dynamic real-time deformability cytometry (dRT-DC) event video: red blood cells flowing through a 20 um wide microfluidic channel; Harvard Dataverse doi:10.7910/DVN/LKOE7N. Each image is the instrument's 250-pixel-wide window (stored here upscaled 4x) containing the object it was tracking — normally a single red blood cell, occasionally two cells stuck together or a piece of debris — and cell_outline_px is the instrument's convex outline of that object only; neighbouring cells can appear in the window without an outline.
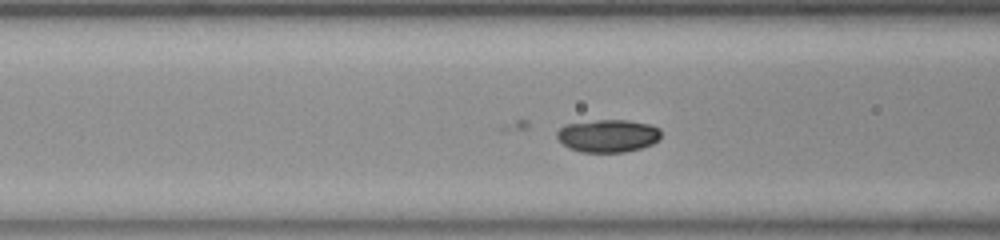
{"species": "common noctule bat (a hibernating species)", "species_latin": "Nyctalus noctula", "temperature_condition": "room temperature", "stored_images_in_passage": 54, "camera_frame_rate_fps": 3000, "um_per_image_px": 0.085, "animal": {"sex": "female", "body_mass_g": 23.0, "forearm_length_mm": 53.4}, "frame": {"image": 1, "passage_image": 19, "time_ms": 6.0, "image_size_px": [1000, 240], "cell_outline_px": [[660, 136], [652, 144], [640, 148], [624, 152], [580, 152], [568, 148], [556, 136], [556, 132], [564, 124], [596, 120], [628, 120], [648, 124], [660, 128]], "centroid_in_image_um": [51.64, 11.54], "position_along_channel_um": 115.0, "area_um2": 19.83}}
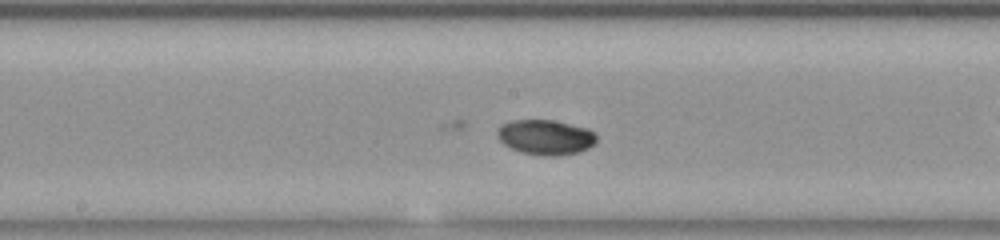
{"frame": {"image": 2, "passage_image": 26, "time_ms": 8.333, "image_size_px": [1000, 240], "cell_outline_px": [[596, 144], [580, 152], [560, 156], [544, 156], [520, 152], [504, 144], [496, 136], [496, 132], [500, 124], [512, 120], [552, 120], [588, 128], [596, 136]], "centroid_in_image_um": [46.36, 11.67], "position_along_channel_um": 201.8, "area_um2": 20.46}}
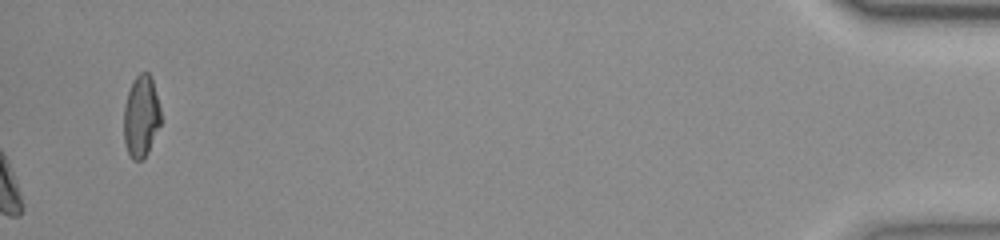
{"frame": {"image": 3, "passage_image": 54, "time_ms": 17.667, "image_size_px": [1000, 240], "cell_outline_px": [[160, 124], [148, 152], [140, 160], [132, 160], [128, 152], [124, 140], [124, 108], [128, 92], [132, 80], [140, 72], [148, 72], [152, 76], [160, 108]], "centroid_in_image_um": [11.99, 9.85], "position_along_channel_um": 423.2, "area_um2": 17.57}, "authors_computed_cell_mechanics": {"area_um2": 20.2878, "velocity_mm_per_s": 3.7259, "shape_relaxation_time_tau1_ms": 2.5305, "shape_relaxation_time_tau2_ms": null, "deformation_change_tau1": 0.0711, "deformation_change_tau2": null}}